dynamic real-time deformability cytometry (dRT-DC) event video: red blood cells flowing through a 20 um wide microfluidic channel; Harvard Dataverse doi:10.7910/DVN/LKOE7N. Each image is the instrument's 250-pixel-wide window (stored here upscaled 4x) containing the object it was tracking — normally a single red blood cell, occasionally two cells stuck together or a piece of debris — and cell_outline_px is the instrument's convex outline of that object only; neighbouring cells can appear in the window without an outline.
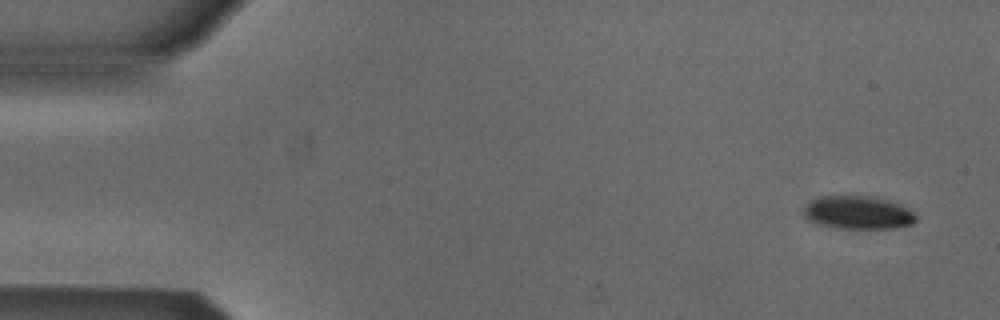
{"species": "Egyptian fruit bat (a non-hibernating species)", "species_latin": "Rousettus aegyptiacus", "temperature_condition": "cold", "stored_images_in_passage": 5, "camera_frame_rate_fps": 3000, "um_per_image_px": 0.085, "animal": {"sex": "male"}, "frame": {"image": 1, "passage_image": 1, "time_ms": 0.0, "image_size_px": [1000, 320], "cell_outline_px": [[916, 220], [912, 224], [896, 228], [836, 228], [820, 224], [808, 220], [804, 216], [804, 208], [812, 200], [820, 196], [872, 196], [888, 200], [900, 204], [908, 208], [916, 216]], "centroid_in_image_um": [72.94, 18.07], "position_along_channel_um": 12.1, "area_um2": 21.62}}
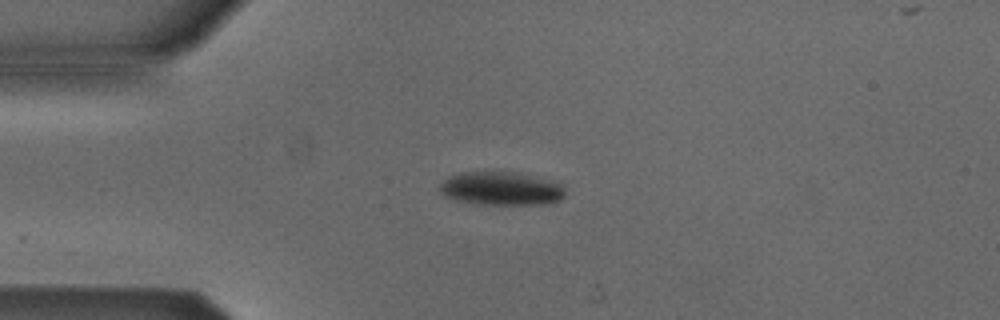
{"frame": {"image": 2, "passage_image": 3, "time_ms": 3.333, "image_size_px": [1000, 320], "cell_outline_px": [[564, 196], [560, 200], [544, 204], [476, 204], [456, 200], [444, 196], [440, 192], [440, 184], [448, 176], [460, 172], [512, 172], [560, 184], [564, 188]], "centroid_in_image_um": [42.52, 16.04], "position_along_channel_um": 42.5, "area_um2": 24.04}}
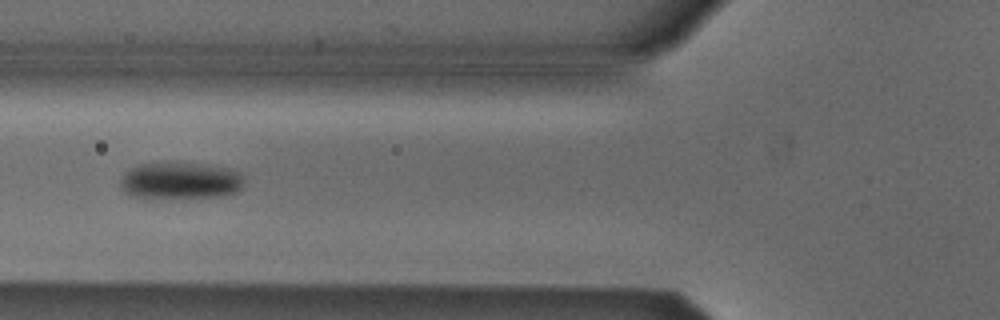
{"frame": {"image": 3, "passage_image": 5, "time_ms": 5.667, "image_size_px": [1000, 320], "cell_outline_px": [[240, 188], [236, 192], [224, 196], [144, 200], [132, 196], [124, 192], [120, 188], [120, 180], [132, 168], [140, 164], [192, 164], [224, 168], [240, 172]], "centroid_in_image_um": [15.24, 15.43], "position_along_channel_um": 110.6, "area_um2": 26.3}}